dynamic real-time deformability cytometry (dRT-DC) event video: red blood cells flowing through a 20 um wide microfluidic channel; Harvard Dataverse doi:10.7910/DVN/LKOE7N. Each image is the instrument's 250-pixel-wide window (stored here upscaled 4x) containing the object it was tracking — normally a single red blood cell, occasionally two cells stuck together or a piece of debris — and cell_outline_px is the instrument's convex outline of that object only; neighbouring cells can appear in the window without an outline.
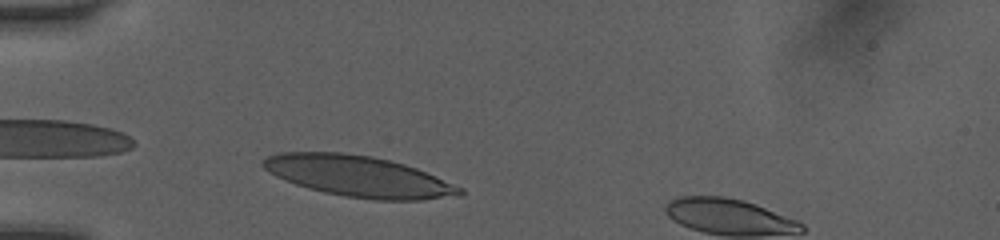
{"species": "human", "species_latin": "Homo sapiens", "temperature_condition": "room temperature", "stored_images_in_passage": 8, "camera_frame_rate_fps": 3000, "um_per_image_px": 0.085, "donor": {"sex": "female"}, "frame": {"image": 1, "passage_image": 2, "time_ms": 0.333, "image_size_px": [1000, 240], "cell_outline_px": [[464, 192], [460, 196], [424, 200], [372, 200], [344, 196], [324, 192], [308, 188], [284, 180], [268, 172], [260, 164], [268, 156], [276, 152], [340, 152], [372, 156], [404, 164], [416, 168], [436, 176], [464, 188]], "centroid_in_image_um": [30.49, 14.99], "position_along_channel_um": 54.5, "area_um2": 47.16}}
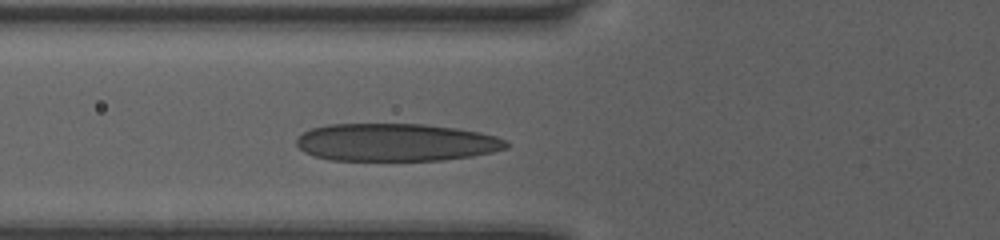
{"frame": {"image": 2, "passage_image": 5, "time_ms": 1.333, "image_size_px": [1000, 240], "cell_outline_px": [[508, 148], [492, 152], [472, 156], [440, 160], [332, 160], [312, 156], [304, 152], [296, 144], [296, 140], [304, 132], [312, 128], [328, 124], [424, 124], [456, 128], [480, 132], [496, 136], [508, 140]], "centroid_in_image_um": [33.67, 12.1], "position_along_channel_um": 92.1, "area_um2": 46.18}}
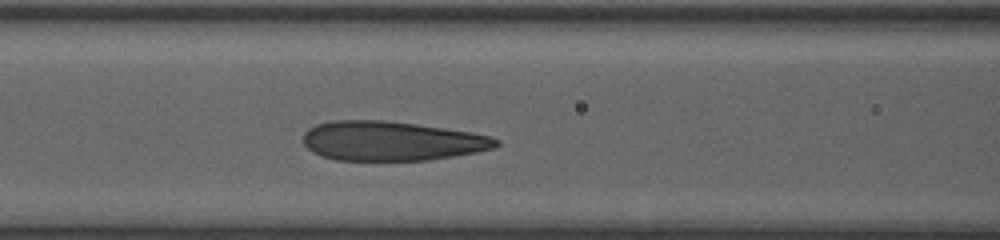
{"frame": {"image": 3, "passage_image": 8, "time_ms": 2.333, "image_size_px": [1000, 240], "cell_outline_px": [[500, 144], [496, 148], [476, 152], [428, 160], [336, 160], [312, 152], [304, 144], [304, 132], [308, 128], [316, 124], [332, 120], [384, 120], [416, 124], [472, 132], [492, 136], [500, 140]], "centroid_in_image_um": [33.3, 11.97], "position_along_channel_um": 133.3, "area_um2": 44.39}}